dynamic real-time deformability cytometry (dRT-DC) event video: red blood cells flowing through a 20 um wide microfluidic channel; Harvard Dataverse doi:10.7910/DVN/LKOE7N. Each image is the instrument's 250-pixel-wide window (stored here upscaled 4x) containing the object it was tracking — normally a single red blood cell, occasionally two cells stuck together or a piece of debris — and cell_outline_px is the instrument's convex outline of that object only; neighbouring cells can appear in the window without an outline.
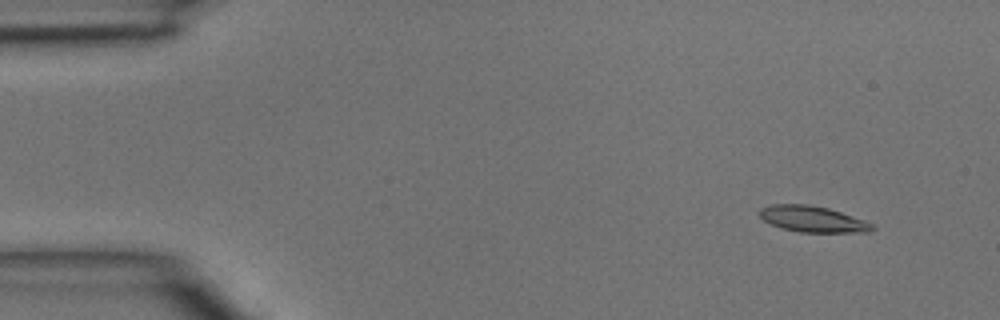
{"species": "common noctule bat (a hibernating species)", "species_latin": "Nyctalus noctula", "temperature_condition": "room temperature", "stored_images_in_passage": 4, "camera_frame_rate_fps": 3000, "um_per_image_px": 0.085, "animal": {"sex": "male", "body_mass_g": 15.6}, "frame": {"image": 1, "passage_image": 1, "time_ms": 0.0, "image_size_px": [1000, 320], "cell_outline_px": [[876, 228], [868, 232], [800, 232], [780, 228], [764, 220], [760, 216], [760, 208], [772, 204], [808, 204], [828, 208], [864, 220], [872, 224]], "centroid_in_image_um": [69.07, 18.62], "position_along_channel_um": 15.9, "area_um2": 16.99}}